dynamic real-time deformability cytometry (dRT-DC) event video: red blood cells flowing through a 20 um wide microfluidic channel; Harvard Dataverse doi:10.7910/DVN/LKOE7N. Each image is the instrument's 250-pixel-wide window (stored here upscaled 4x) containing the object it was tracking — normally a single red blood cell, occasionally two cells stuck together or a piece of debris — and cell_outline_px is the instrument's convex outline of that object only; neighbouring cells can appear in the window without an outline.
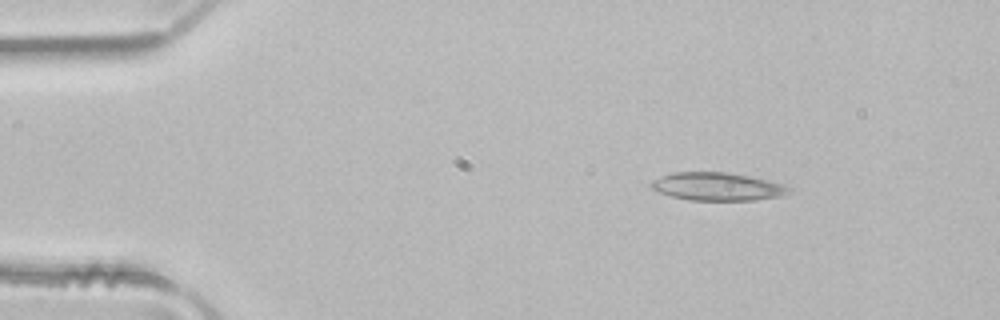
{"species": "common noctule bat (a hibernating species)", "species_latin": "Nyctalus noctula", "temperature_condition": "room temperature", "stored_images_in_passage": 5, "camera_frame_rate_fps": 3000, "um_per_image_px": 0.085, "animal": {"sex": "male", "body_mass_g": 21.5, "forearm_length_mm": 52.0}, "frame": {"image": 1, "passage_image": 1, "time_ms": 0.0, "image_size_px": [1000, 320], "cell_outline_px": [[792, 192], [780, 196], [756, 200], [688, 200], [672, 196], [660, 192], [652, 188], [652, 180], [660, 176], [672, 172], [728, 172], [768, 180], [784, 184], [792, 188]], "centroid_in_image_um": [61.01, 15.85], "position_along_channel_um": 24.0, "area_um2": 22.48}}
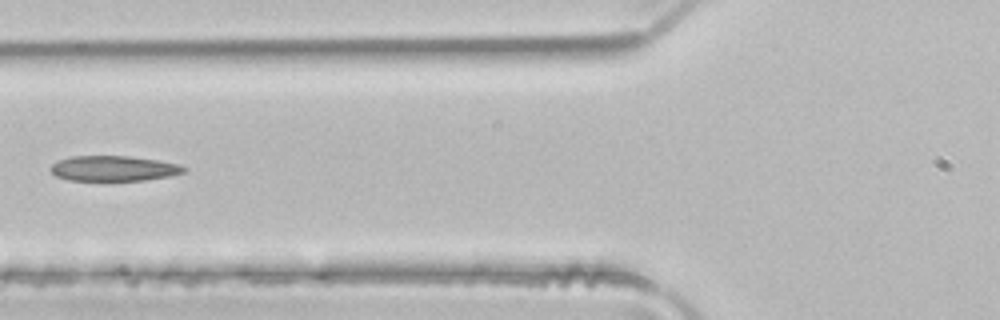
{"frame": {"image": 2, "passage_image": 4, "time_ms": 1.0, "image_size_px": [1000, 320], "cell_outline_px": [[188, 168], [184, 172], [168, 176], [144, 180], [68, 180], [56, 176], [48, 168], [52, 164], [60, 160], [72, 156], [128, 156], [156, 160], [180, 164]], "centroid_in_image_um": [9.65, 14.31], "position_along_channel_um": 116.1, "area_um2": 19.48}}
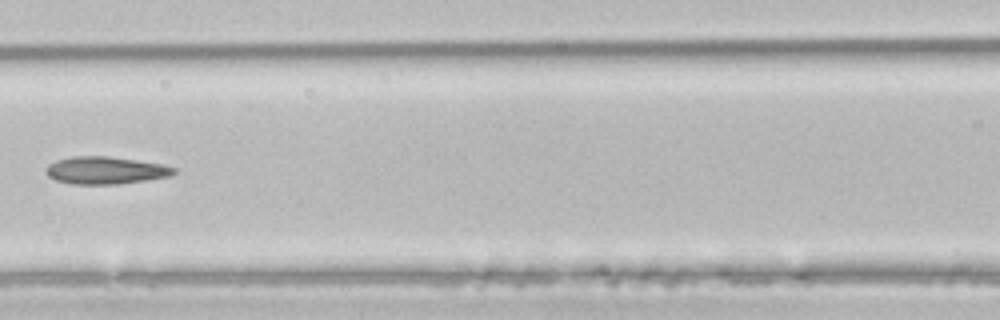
{"frame": {"image": 3, "passage_image": 5, "time_ms": 1.333, "image_size_px": [1000, 320], "cell_outline_px": [[176, 172], [168, 176], [120, 184], [72, 184], [56, 180], [48, 176], [44, 172], [48, 164], [56, 160], [72, 156], [108, 156], [136, 160], [160, 164], [176, 168]], "centroid_in_image_um": [8.91, 14.48], "position_along_channel_um": 157.7, "area_um2": 20.35}}